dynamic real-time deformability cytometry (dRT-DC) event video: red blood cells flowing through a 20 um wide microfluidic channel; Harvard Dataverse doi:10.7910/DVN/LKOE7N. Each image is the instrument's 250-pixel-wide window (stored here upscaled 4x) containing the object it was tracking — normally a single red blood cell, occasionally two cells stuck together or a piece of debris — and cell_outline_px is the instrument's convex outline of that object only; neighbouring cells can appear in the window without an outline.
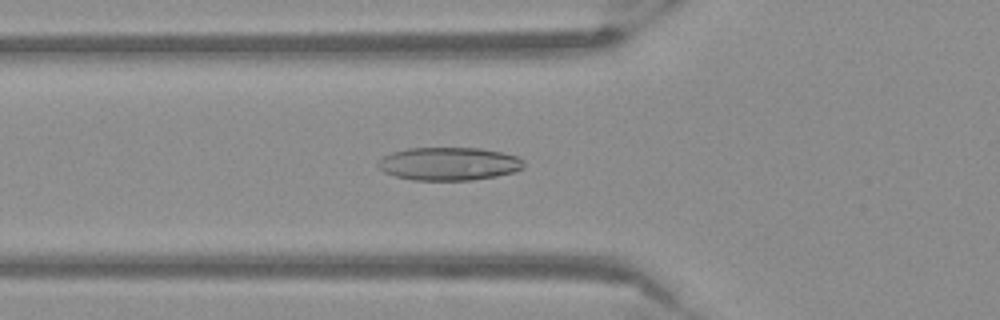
{"species": "Egyptian fruit bat (a non-hibernating species)", "species_latin": "Rousettus aegyptiacus", "temperature_condition": "warm", "stored_images_in_passage": 37, "camera_frame_rate_fps": 3000, "um_per_image_px": 0.085, "frame": {"image": 1, "passage_image": 3, "time_ms": 0.667, "image_size_px": [1000, 320], "cell_outline_px": [[524, 168], [512, 172], [496, 176], [472, 180], [412, 180], [396, 176], [384, 172], [376, 164], [384, 156], [392, 152], [408, 148], [480, 148], [500, 152], [516, 156], [524, 160]], "centroid_in_image_um": [38.16, 13.92], "position_along_channel_um": 87.6, "area_um2": 28.03}}
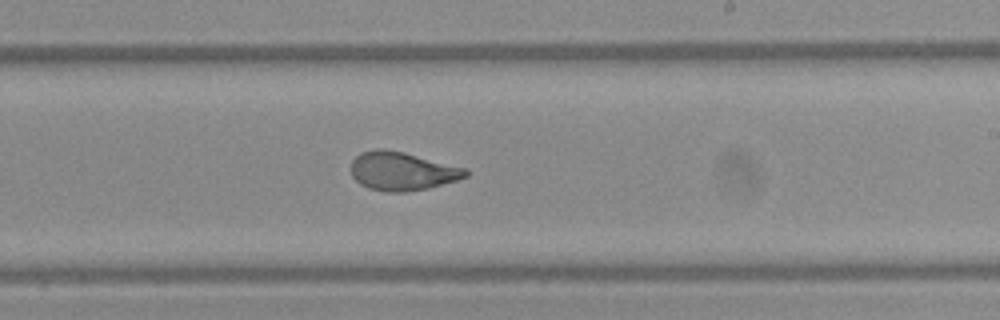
{"frame": {"image": 2, "passage_image": 16, "time_ms": 5.0, "image_size_px": [1000, 320], "cell_outline_px": [[468, 176], [456, 180], [428, 188], [408, 192], [388, 192], [368, 188], [360, 184], [352, 176], [352, 160], [360, 152], [376, 148], [384, 148], [404, 152], [468, 168]], "centroid_in_image_um": [34.18, 14.54], "position_along_channel_um": 254.8, "area_um2": 25.89}}
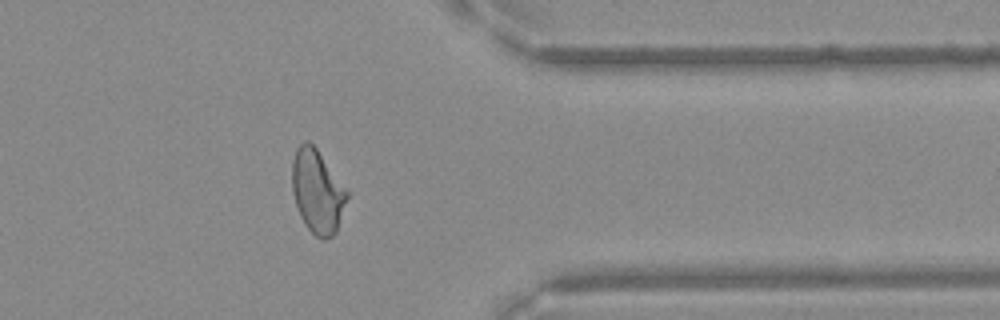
{"frame": {"image": 3, "passage_image": 27, "time_ms": 8.667, "image_size_px": [1000, 320], "cell_outline_px": [[348, 196], [336, 232], [332, 236], [324, 240], [320, 240], [304, 224], [300, 216], [292, 192], [292, 160], [296, 148], [304, 140], [308, 140], [316, 148], [348, 192]], "centroid_in_image_um": [26.95, 16.28], "position_along_channel_um": 384.5, "area_um2": 26.53}}